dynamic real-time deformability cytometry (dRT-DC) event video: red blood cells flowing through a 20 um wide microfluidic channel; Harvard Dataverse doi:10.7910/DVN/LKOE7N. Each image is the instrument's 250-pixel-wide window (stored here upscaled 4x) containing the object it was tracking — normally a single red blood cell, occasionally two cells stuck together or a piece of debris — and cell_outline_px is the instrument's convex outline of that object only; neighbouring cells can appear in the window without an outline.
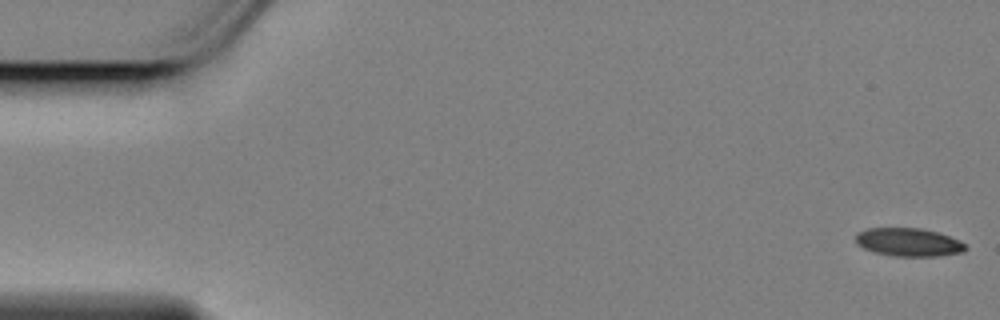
{"species": "Egyptian fruit bat (a non-hibernating species)", "species_latin": "Rousettus aegyptiacus", "temperature_condition": "cold", "stored_images_in_passage": 10, "camera_frame_rate_fps": 3000, "um_per_image_px": 0.085, "animal": {"sex": "female"}, "frame": {"image": 1, "passage_image": 1, "time_ms": 0.0, "image_size_px": [1000, 320], "cell_outline_px": [[968, 248], [960, 252], [936, 256], [896, 256], [876, 252], [864, 248], [856, 244], [856, 232], [868, 228], [920, 228], [936, 232], [960, 240]], "centroid_in_image_um": [77.2, 20.58], "position_along_channel_um": 7.8, "area_um2": 17.86}}